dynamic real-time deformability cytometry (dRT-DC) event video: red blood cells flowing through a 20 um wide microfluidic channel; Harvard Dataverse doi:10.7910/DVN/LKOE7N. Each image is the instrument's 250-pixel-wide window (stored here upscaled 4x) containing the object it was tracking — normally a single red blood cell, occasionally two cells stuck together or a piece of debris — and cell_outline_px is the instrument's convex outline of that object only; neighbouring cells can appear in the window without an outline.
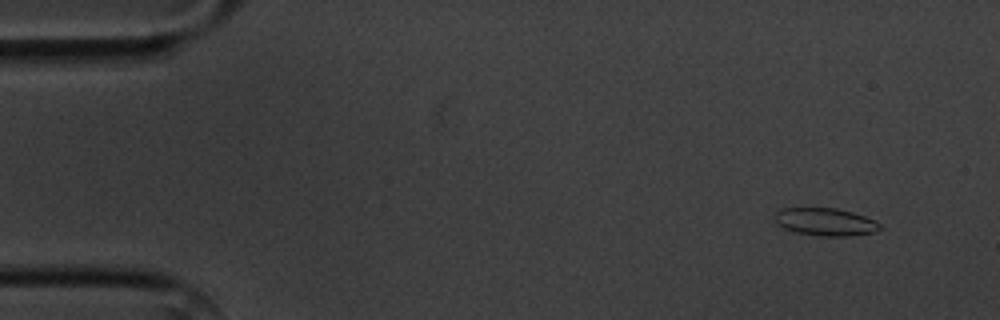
{"species": "common noctule bat (a hibernating species)", "species_latin": "Nyctalus noctula", "temperature_condition": "cold", "stored_images_in_passage": 4, "camera_frame_rate_fps": 3000, "um_per_image_px": 0.085, "animal": {"sex": "male", "body_mass_g": 20.1, "forearm_length_mm": 53.5}, "frame": {"image": 1, "passage_image": 1, "time_ms": 0.0, "image_size_px": [1000, 320], "cell_outline_px": [[884, 228], [876, 232], [848, 236], [820, 236], [796, 232], [784, 228], [776, 224], [776, 212], [780, 208], [836, 208], [852, 212], [864, 216], [880, 224]], "centroid_in_image_um": [70.17, 18.86], "position_along_channel_um": 14.8, "area_um2": 16.94}}
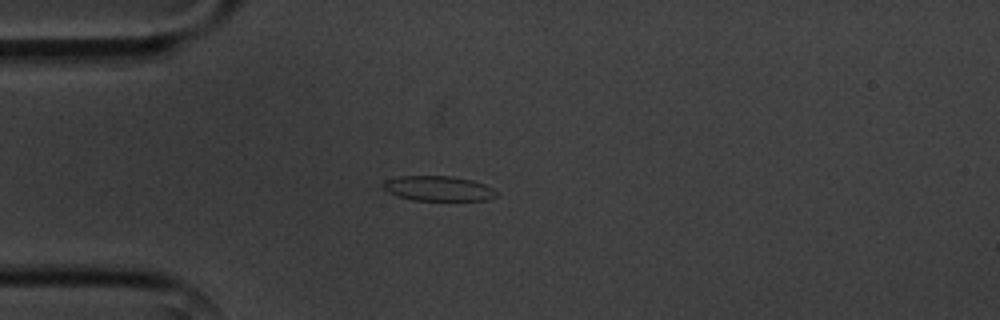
{"frame": {"image": 2, "passage_image": 4, "time_ms": 3.333, "image_size_px": [1000, 320], "cell_outline_px": [[496, 196], [488, 200], [412, 200], [396, 196], [388, 192], [380, 184], [384, 180], [396, 176], [452, 176], [472, 180], [484, 184], [492, 188], [496, 192]], "centroid_in_image_um": [37.2, 16.01], "position_along_channel_um": 47.8, "area_um2": 16.59}}